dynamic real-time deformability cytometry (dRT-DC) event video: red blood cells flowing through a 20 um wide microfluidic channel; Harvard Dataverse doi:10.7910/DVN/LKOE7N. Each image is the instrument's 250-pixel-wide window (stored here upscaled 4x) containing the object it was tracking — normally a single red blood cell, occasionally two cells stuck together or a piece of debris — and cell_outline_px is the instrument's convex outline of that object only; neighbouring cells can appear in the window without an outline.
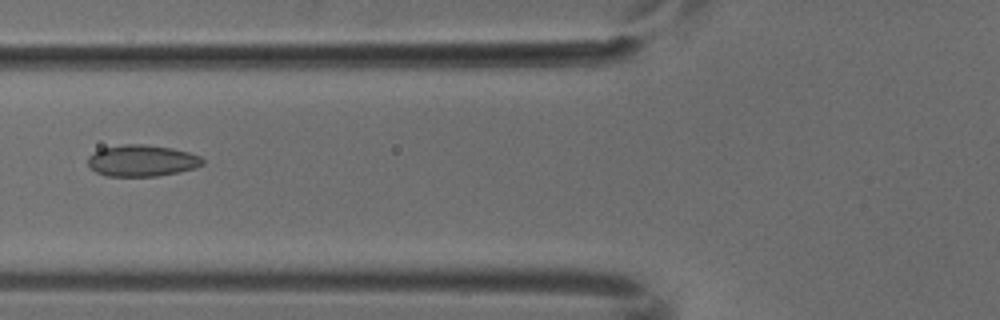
{"species": "common noctule bat (a hibernating species)", "species_latin": "Nyctalus noctula", "temperature_condition": "cold", "stored_images_in_passage": 3, "camera_frame_rate_fps": 3000, "um_per_image_px": 0.085, "animal": {"sex": "male", "body_mass_g": 18.8}, "frame": {"image": 1, "passage_image": 3, "time_ms": 0.667, "image_size_px": [1000, 320], "cell_outline_px": [[204, 164], [196, 168], [180, 172], [156, 176], [108, 176], [96, 172], [88, 164], [88, 156], [92, 152], [100, 148], [124, 144], [144, 144], [172, 148], [188, 152], [200, 156], [204, 160]], "centroid_in_image_um": [12.07, 13.65], "position_along_channel_um": 113.7, "area_um2": 21.21}}